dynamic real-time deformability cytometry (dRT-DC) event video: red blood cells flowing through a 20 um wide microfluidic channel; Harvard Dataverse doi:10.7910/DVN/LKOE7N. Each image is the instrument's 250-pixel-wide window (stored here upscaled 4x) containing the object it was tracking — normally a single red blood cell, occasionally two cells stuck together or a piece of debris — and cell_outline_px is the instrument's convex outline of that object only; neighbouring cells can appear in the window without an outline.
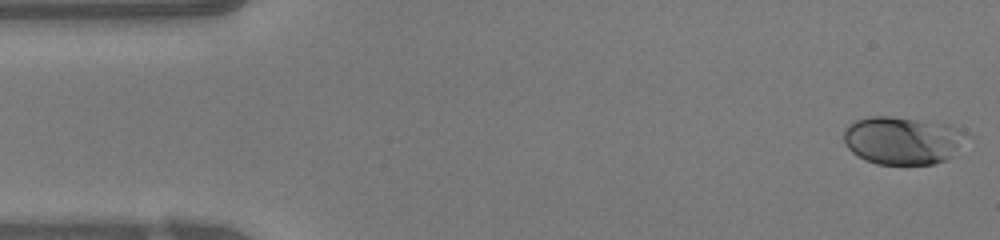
{"species": "human", "species_latin": "Homo sapiens", "temperature_condition": "warm", "stored_images_in_passage": 47, "camera_frame_rate_fps": 3000, "um_per_image_px": 0.085, "donor": {"sex": "female"}, "frame": {"image": 1, "passage_image": 1, "time_ms": 0.0, "image_size_px": [1000, 240], "cell_outline_px": [[956, 132], [952, 156], [948, 160], [932, 164], [876, 164], [864, 160], [852, 152], [844, 144], [844, 132], [848, 124], [856, 120], [872, 116], [888, 116], [948, 124], [956, 128]], "centroid_in_image_um": [76.5, 11.95], "position_along_channel_um": 8.5, "area_um2": 32.83}}
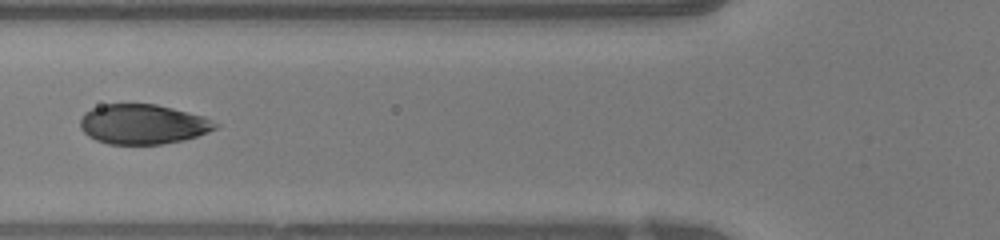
{"frame": {"image": 2, "passage_image": 17, "time_ms": 5.333, "image_size_px": [1000, 240], "cell_outline_px": [[220, 124], [216, 128], [208, 132], [184, 140], [164, 144], [108, 144], [96, 140], [88, 136], [80, 128], [80, 120], [84, 112], [92, 108], [104, 104], [156, 104], [204, 116]], "centroid_in_image_um": [12.14, 10.56], "position_along_channel_um": 113.7, "area_um2": 31.44}}
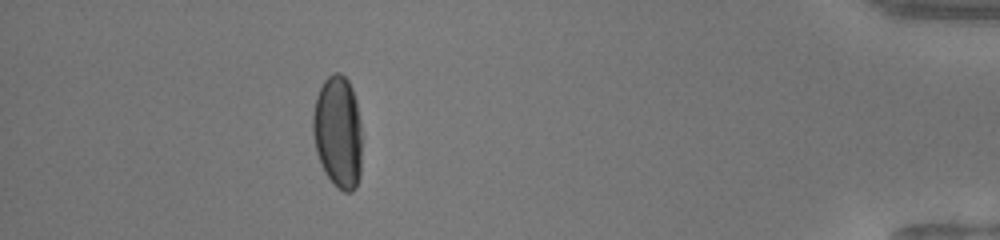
{"frame": {"image": 3, "passage_image": 42, "time_ms": 13.667, "image_size_px": [1000, 240], "cell_outline_px": [[360, 176], [356, 188], [352, 192], [344, 192], [336, 188], [332, 184], [324, 172], [320, 164], [316, 152], [312, 132], [312, 116], [316, 96], [324, 80], [332, 72], [340, 72], [348, 80], [352, 88], [356, 100], [360, 120]], "centroid_in_image_um": [28.7, 11.24], "position_along_channel_um": 406.5, "area_um2": 32.6}, "authors_computed_cell_mechanics": {"area_um2": 32.5992, "velocity_mm_per_s": 4.2242, "shape_relaxation_time_tau1_ms": 4.7686, "shape_relaxation_time_tau2_ms": null, "deformation_change_tau1": 0.2142, "deformation_change_tau2": null}}